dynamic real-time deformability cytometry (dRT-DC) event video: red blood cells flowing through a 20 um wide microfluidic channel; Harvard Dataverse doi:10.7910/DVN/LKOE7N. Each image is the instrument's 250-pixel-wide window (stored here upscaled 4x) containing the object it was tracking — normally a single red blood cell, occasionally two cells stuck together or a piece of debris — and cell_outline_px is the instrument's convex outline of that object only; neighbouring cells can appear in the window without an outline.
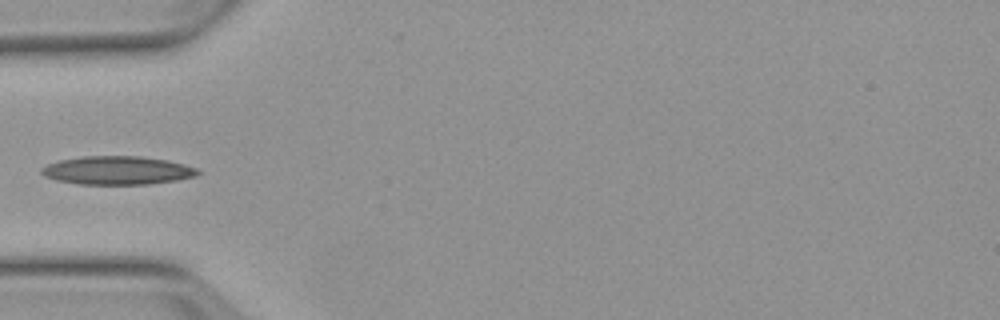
{"species": "Egyptian fruit bat (a non-hibernating species)", "species_latin": "Rousettus aegyptiacus", "temperature_condition": "warm", "stored_images_in_passage": 4, "camera_frame_rate_fps": 3000, "um_per_image_px": 0.085, "animal": {"sex": "female"}, "frame": {"image": 1, "passage_image": 3, "time_ms": 3.333, "image_size_px": [1000, 320], "cell_outline_px": [[200, 172], [196, 176], [176, 180], [148, 184], [76, 184], [56, 180], [44, 176], [40, 172], [40, 168], [48, 164], [60, 160], [84, 156], [140, 156], [168, 160], [184, 164], [196, 168]], "centroid_in_image_um": [9.95, 14.48], "position_along_channel_um": 75.0, "area_um2": 25.89}}
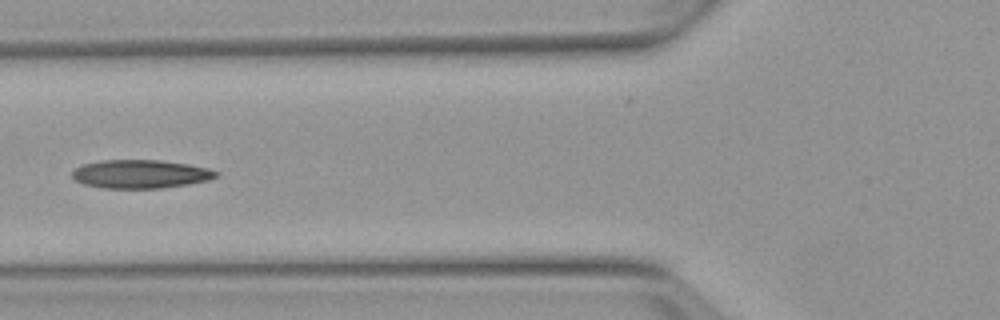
{"frame": {"image": 2, "passage_image": 4, "time_ms": 4.333, "image_size_px": [1000, 320], "cell_outline_px": [[220, 172], [216, 176], [208, 180], [188, 184], [160, 188], [100, 188], [84, 184], [76, 180], [72, 176], [72, 172], [80, 164], [100, 160], [160, 160], [188, 164], [208, 168]], "centroid_in_image_um": [11.92, 14.79], "position_along_channel_um": 113.9, "area_um2": 23.93}}